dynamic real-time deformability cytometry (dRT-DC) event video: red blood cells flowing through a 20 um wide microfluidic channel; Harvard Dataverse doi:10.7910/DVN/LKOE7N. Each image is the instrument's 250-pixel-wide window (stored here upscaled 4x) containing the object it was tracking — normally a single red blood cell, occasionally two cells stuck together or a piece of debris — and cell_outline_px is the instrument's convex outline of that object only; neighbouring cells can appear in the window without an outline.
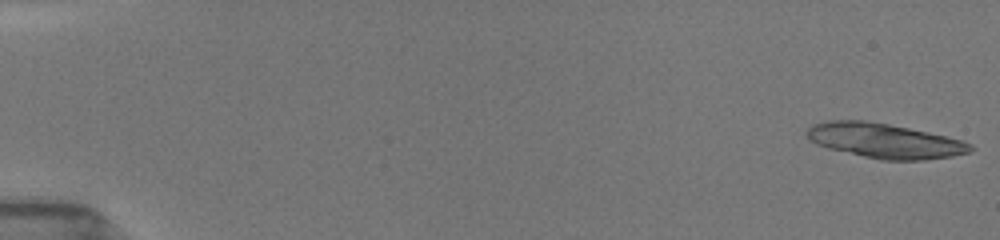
{"species": "common noctule bat (a hibernating species)", "species_latin": "Nyctalus noctula", "temperature_condition": "room temperature", "stored_images_in_passage": 31, "camera_frame_rate_fps": 3000, "um_per_image_px": 0.085, "animal": {"sex": "female", "body_mass_g": 19.5, "forearm_length_mm": 54.1}, "frame": {"image": 1, "passage_image": 1, "time_ms": 0.0, "image_size_px": [1000, 240], "cell_outline_px": [[976, 148], [968, 152], [952, 156], [924, 160], [880, 160], [828, 148], [816, 144], [804, 132], [812, 124], [828, 120], [864, 120], [888, 124], [928, 132], [960, 140], [972, 144]], "centroid_in_image_um": [75.17, 11.96], "position_along_channel_um": 9.8, "area_um2": 32.95}}
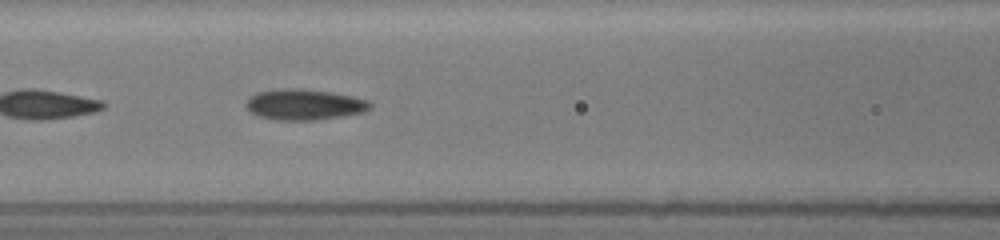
{"frame": {"image": 2, "passage_image": 24, "time_ms": 7.667, "image_size_px": [1000, 240], "cell_outline_px": [[372, 108], [364, 112], [316, 120], [276, 120], [260, 116], [252, 112], [244, 104], [248, 96], [256, 92], [280, 88], [300, 88], [332, 92], [368, 100], [372, 104]], "centroid_in_image_um": [25.84, 8.87], "position_along_channel_um": 140.8, "area_um2": 22.37}}
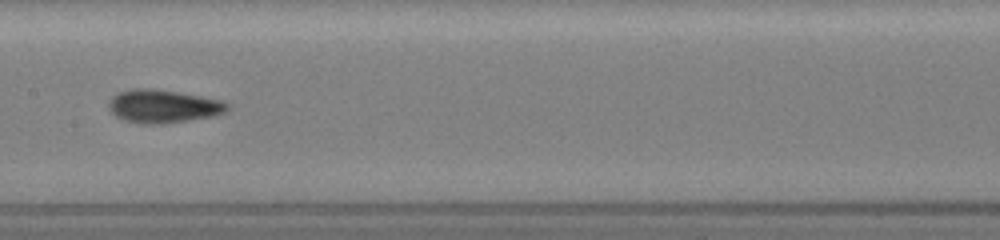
{"frame": {"image": 3, "passage_image": 28, "time_ms": 9.0, "image_size_px": [1000, 240], "cell_outline_px": [[228, 108], [224, 112], [212, 116], [188, 120], [160, 124], [140, 124], [124, 120], [116, 116], [108, 108], [108, 104], [112, 96], [120, 92], [132, 88], [152, 88], [224, 100], [228, 104]], "centroid_in_image_um": [13.84, 9.03], "position_along_channel_um": 193.6, "area_um2": 22.83}}